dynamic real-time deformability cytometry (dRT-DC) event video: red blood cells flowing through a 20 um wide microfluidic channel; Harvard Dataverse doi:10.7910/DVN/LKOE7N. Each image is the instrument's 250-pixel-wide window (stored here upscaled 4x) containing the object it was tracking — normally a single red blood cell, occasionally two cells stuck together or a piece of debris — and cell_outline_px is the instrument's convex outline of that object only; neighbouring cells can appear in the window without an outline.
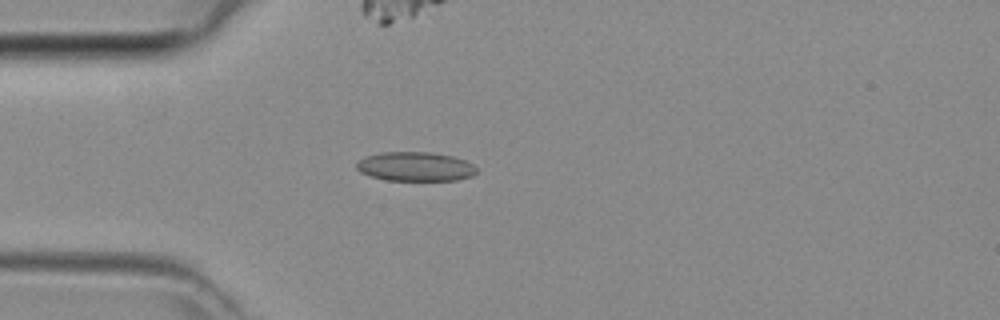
{"species": "common noctule bat (a hibernating species)", "species_latin": "Nyctalus noctula", "temperature_condition": "room temperature", "stored_images_in_passage": 45, "camera_frame_rate_fps": 3000, "um_per_image_px": 0.085, "animal": {"sex": "female", "body_mass_g": 29.2, "forearm_length_mm": 56.3}, "frame": {"image": 1, "passage_image": 12, "time_ms": 3.667, "image_size_px": [1000, 320], "cell_outline_px": [[476, 172], [472, 176], [456, 180], [388, 180], [372, 176], [360, 172], [356, 168], [356, 164], [364, 156], [380, 152], [432, 152], [452, 156], [464, 160], [472, 164], [476, 168]], "centroid_in_image_um": [35.29, 14.15], "position_along_channel_um": 49.7, "area_um2": 20.35}}
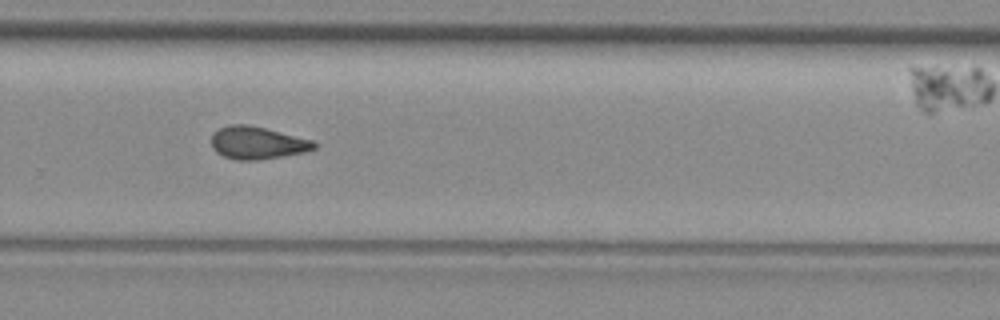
{"frame": {"image": 2, "passage_image": 30, "time_ms": 9.667, "image_size_px": [1000, 320], "cell_outline_px": [[316, 148], [304, 152], [260, 160], [236, 160], [224, 156], [216, 152], [212, 148], [212, 136], [220, 128], [232, 124], [244, 124], [264, 128], [312, 140], [316, 144]], "centroid_in_image_um": [21.86, 12.15], "position_along_channel_um": 307.9, "area_um2": 19.19}}
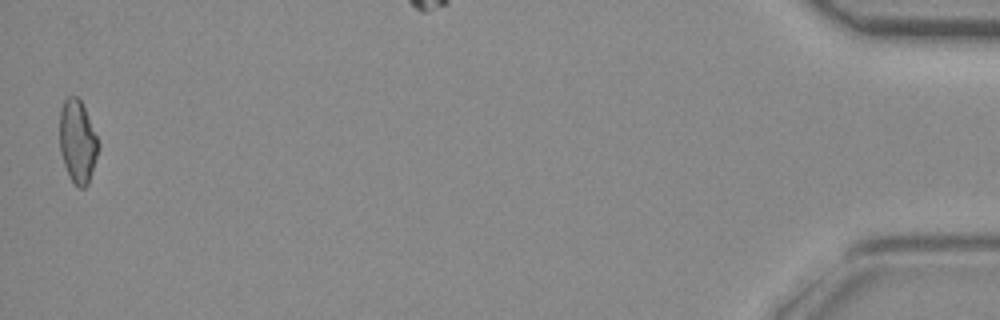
{"frame": {"image": 3, "passage_image": 45, "time_ms": 14.667, "image_size_px": [1000, 320], "cell_outline_px": [[96, 156], [88, 184], [84, 188], [80, 188], [68, 176], [60, 152], [60, 112], [64, 100], [68, 96], [76, 96], [80, 100], [84, 108], [96, 136]], "centroid_in_image_um": [6.55, 12.03], "position_along_channel_um": 428.7, "area_um2": 18.03}}